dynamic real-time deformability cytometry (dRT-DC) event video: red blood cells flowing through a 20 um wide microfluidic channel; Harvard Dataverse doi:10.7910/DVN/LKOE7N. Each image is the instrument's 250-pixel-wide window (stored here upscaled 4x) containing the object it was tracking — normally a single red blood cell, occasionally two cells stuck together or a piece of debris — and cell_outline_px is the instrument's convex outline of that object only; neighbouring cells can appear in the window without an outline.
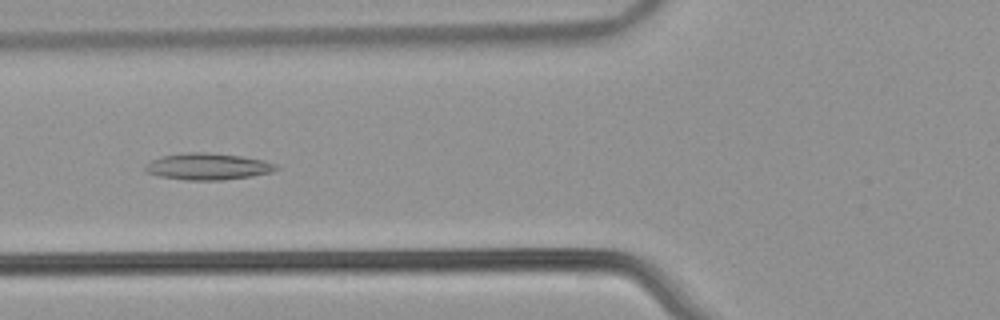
{"species": "common noctule bat (a hibernating species)", "species_latin": "Nyctalus noctula", "temperature_condition": "warm", "stored_images_in_passage": 44, "camera_frame_rate_fps": 3000, "um_per_image_px": 0.085, "animal": {"sex": "male", "body_mass_g": 21.5, "forearm_length_mm": 52.0}, "frame": {"image": 1, "passage_image": 12, "time_ms": 3.667, "image_size_px": [1000, 320], "cell_outline_px": [[280, 168], [272, 172], [252, 176], [224, 180], [184, 180], [160, 176], [148, 172], [144, 168], [152, 160], [164, 156], [188, 152], [204, 152], [244, 156], [264, 160], [276, 164]], "centroid_in_image_um": [17.74, 14.15], "position_along_channel_um": 108.1, "area_um2": 20.23}}
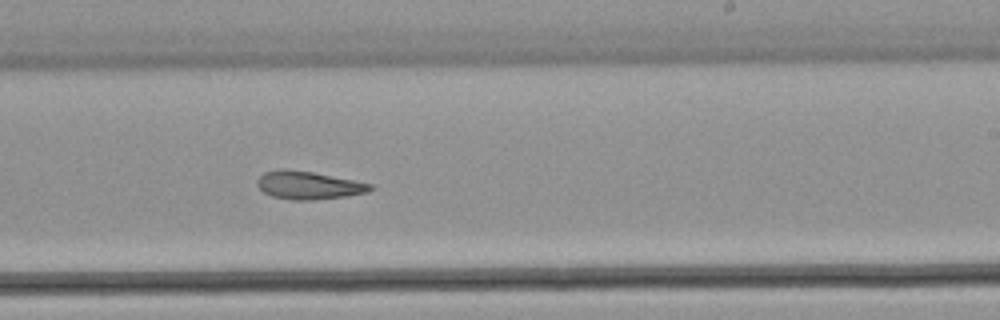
{"frame": {"image": 2, "passage_image": 24, "time_ms": 7.667, "image_size_px": [1000, 320], "cell_outline_px": [[372, 188], [368, 192], [344, 196], [312, 200], [292, 200], [272, 196], [264, 192], [256, 184], [256, 180], [264, 172], [280, 168], [284, 168], [312, 172], [372, 184]], "centroid_in_image_um": [26.16, 15.74], "position_along_channel_um": 262.8, "area_um2": 18.26}}
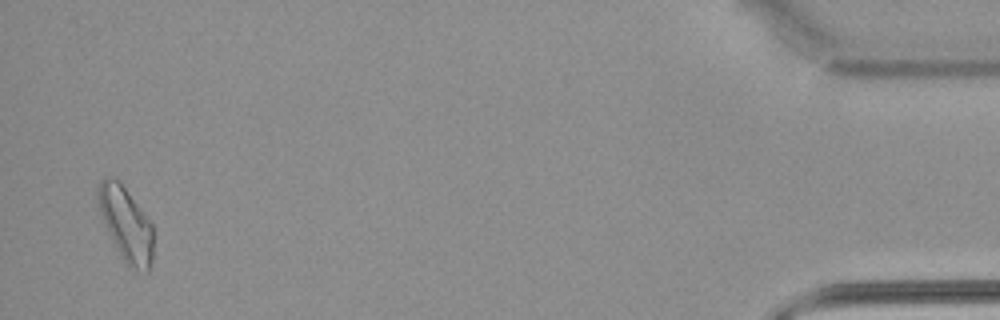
{"frame": {"image": 3, "passage_image": 43, "time_ms": 14.0, "image_size_px": [1000, 320], "cell_outline_px": [[152, 264], [148, 272], [136, 272], [128, 268], [120, 256], [108, 232], [100, 212], [96, 200], [96, 188], [100, 180], [104, 176], [112, 176], [124, 188], [140, 208], [152, 224]], "centroid_in_image_um": [10.68, 19.09], "position_along_channel_um": 424.5, "area_um2": 23.99}, "authors_computed_cell_mechanics": {"area_um2": 19.5075, "velocity_mm_per_s": 3.8808, "shape_relaxation_time_tau1_ms": null, "shape_relaxation_time_tau2_ms": 6.2842, "deformation_change_tau1": null, "deformation_change_tau2": 0.1647}}